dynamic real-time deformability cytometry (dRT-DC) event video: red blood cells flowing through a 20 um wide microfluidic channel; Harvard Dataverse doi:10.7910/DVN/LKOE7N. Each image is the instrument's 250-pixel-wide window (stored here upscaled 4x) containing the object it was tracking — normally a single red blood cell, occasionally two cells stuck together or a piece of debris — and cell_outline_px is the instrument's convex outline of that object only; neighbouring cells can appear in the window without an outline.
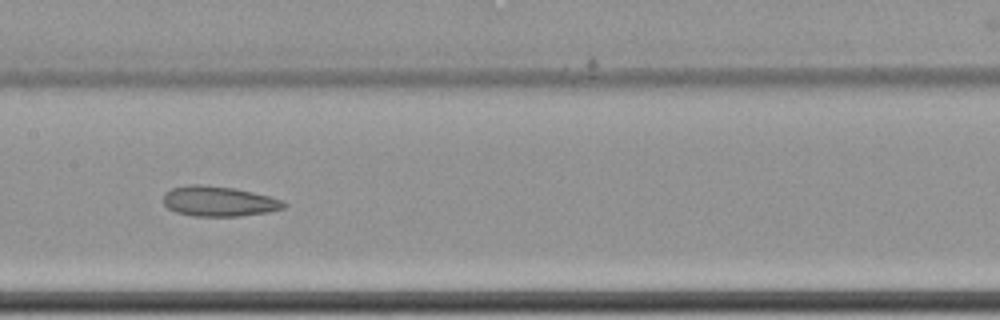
{"species": "common noctule bat (a hibernating species)", "species_latin": "Nyctalus noctula", "temperature_condition": "cold", "stored_images_in_passage": 11, "camera_frame_rate_fps": 3000, "um_per_image_px": 0.085, "animal": {"sex": "female", "body_mass_g": 22.7, "forearm_length_mm": 54.2}, "frame": {"image": 1, "passage_image": 10, "time_ms": 3.0, "image_size_px": [1000, 320], "cell_outline_px": [[288, 204], [284, 208], [268, 212], [240, 216], [192, 216], [176, 212], [168, 208], [164, 204], [164, 192], [172, 188], [188, 184], [200, 184], [236, 188], [284, 200]], "centroid_in_image_um": [18.6, 17.1], "position_along_channel_um": 188.8, "area_um2": 21.33}}
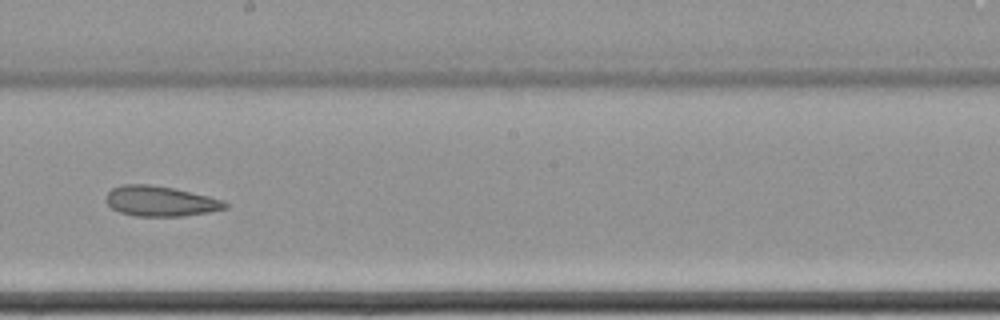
{"frame": {"image": 2, "passage_image": 11, "time_ms": 3.333, "image_size_px": [1000, 320], "cell_outline_px": [[228, 208], [208, 212], [184, 216], [136, 216], [120, 212], [112, 208], [104, 200], [108, 192], [112, 188], [124, 184], [148, 184], [172, 188], [208, 196], [224, 200], [228, 204]], "centroid_in_image_um": [13.63, 17.1], "position_along_channel_um": 234.6, "area_um2": 20.92}}